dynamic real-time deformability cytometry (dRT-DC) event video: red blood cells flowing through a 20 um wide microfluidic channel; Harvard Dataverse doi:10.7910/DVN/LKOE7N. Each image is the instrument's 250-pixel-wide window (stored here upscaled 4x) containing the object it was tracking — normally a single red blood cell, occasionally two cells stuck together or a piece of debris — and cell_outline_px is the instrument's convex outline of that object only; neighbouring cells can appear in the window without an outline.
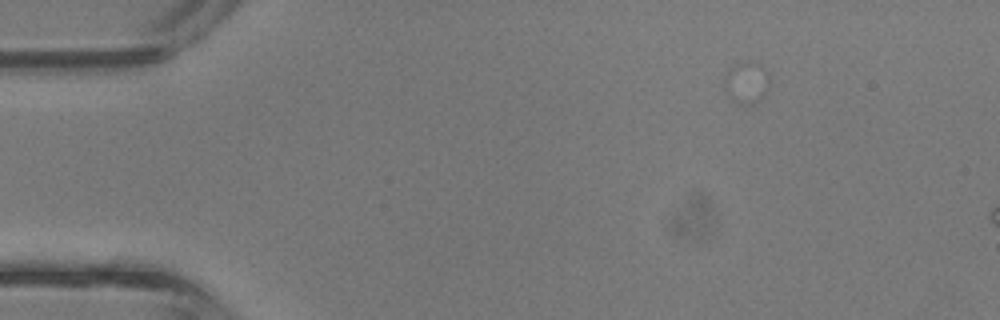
{"species": "common noctule bat (a hibernating species)", "species_latin": "Nyctalus noctula", "temperature_condition": "room temperature", "stored_images_in_passage": 8, "camera_frame_rate_fps": 3000, "um_per_image_px": 0.085, "animal": {"sex": "male", "body_mass_g": 13.3}, "frame": {"image": 1, "passage_image": 1, "time_ms": 0.0, "image_size_px": [1000, 320], "cell_outline_px": [[768, 88], [764, 96], [752, 104], [744, 104], [732, 100], [728, 96], [724, 88], [724, 80], [728, 68], [732, 64], [744, 60], [752, 60], [760, 64], [768, 72]], "centroid_in_image_um": [63.43, 6.96], "position_along_channel_um": 21.6, "area_um2": 11.27}}